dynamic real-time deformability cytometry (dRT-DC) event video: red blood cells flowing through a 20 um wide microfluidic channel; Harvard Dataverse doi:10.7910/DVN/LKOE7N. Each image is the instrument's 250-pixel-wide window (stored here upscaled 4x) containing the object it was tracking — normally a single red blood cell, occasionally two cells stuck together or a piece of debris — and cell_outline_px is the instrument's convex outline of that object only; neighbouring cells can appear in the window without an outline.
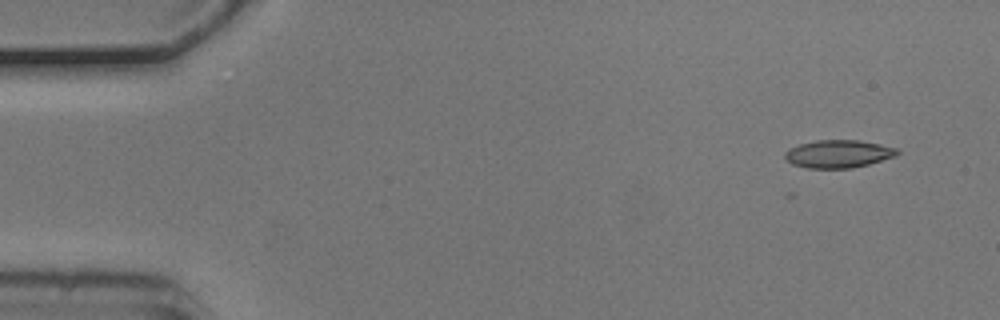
{"species": "common noctule bat (a hibernating species)", "species_latin": "Nyctalus noctula", "temperature_condition": "cold", "stored_images_in_passage": 3, "camera_frame_rate_fps": 3000, "um_per_image_px": 0.085, "animal": {"sex": "male", "body_mass_g": 20.5, "forearm_length_mm": 52.5}, "frame": {"image": 1, "passage_image": 1, "time_ms": 0.0, "image_size_px": [1000, 320], "cell_outline_px": [[900, 152], [896, 156], [868, 164], [852, 168], [808, 168], [792, 164], [784, 156], [784, 152], [800, 144], [816, 140], [860, 140], [900, 148]], "centroid_in_image_um": [71.31, 13.07], "position_along_channel_um": 13.7, "area_um2": 18.21}}